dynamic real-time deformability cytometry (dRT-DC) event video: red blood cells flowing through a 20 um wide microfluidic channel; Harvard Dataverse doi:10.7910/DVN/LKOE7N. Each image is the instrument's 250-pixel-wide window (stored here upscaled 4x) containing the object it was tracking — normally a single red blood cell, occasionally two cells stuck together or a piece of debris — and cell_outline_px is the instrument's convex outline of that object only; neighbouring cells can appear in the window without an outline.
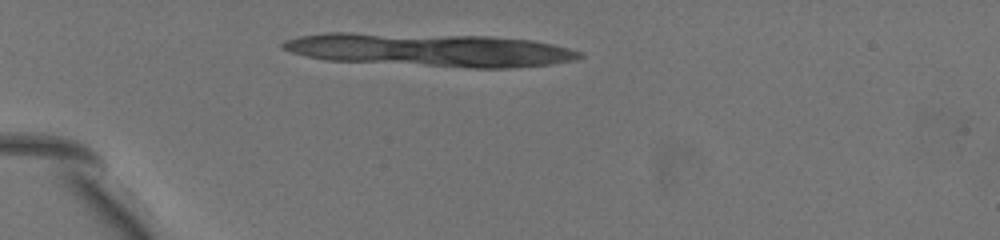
{"species": "common noctule bat (a hibernating species)", "species_latin": "Nyctalus noctula", "temperature_condition": "warm", "stored_images_in_passage": 13, "segment_of_instrument_passage": [2, 2], "camera_frame_rate_fps": 3000, "um_per_image_px": 0.085, "animal": {"sex": "female", "body_mass_g": 19.5, "forearm_length_mm": 54.1}, "frame": {"image": 1, "passage_image": 10, "time_ms": 3.0, "image_size_px": [1000, 240], "cell_outline_px": [[520, 64], [460, 64], [444, 56], [432, 44], [440, 40], [496, 40], [504, 44]], "centroid_in_image_um": [40.46, 4.41], "position_along_channel_um": 44.5, "area_um2": 11.73}}